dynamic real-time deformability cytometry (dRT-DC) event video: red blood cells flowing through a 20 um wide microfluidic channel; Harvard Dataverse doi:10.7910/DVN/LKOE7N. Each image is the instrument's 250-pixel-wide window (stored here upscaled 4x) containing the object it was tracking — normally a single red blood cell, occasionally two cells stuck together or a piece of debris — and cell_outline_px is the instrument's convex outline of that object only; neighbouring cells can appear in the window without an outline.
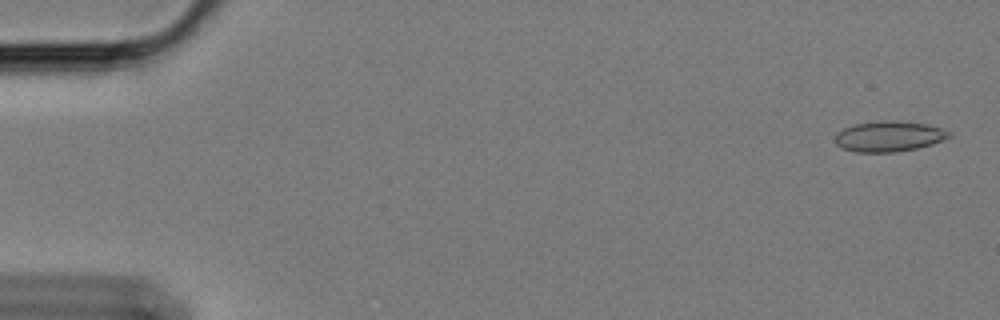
{"species": "Egyptian fruit bat (a non-hibernating species)", "species_latin": "Rousettus aegyptiacus", "temperature_condition": "cold", "stored_images_in_passage": 59, "camera_frame_rate_fps": 3000, "um_per_image_px": 0.085, "animal": {"sex": "female"}, "frame": {"image": 1, "passage_image": 2, "time_ms": 0.333, "image_size_px": [1000, 320], "cell_outline_px": [[952, 136], [932, 144], [916, 148], [896, 152], [856, 152], [844, 148], [836, 144], [836, 132], [844, 128], [856, 124], [892, 120], [928, 124], [940, 128], [948, 132]], "centroid_in_image_um": [75.56, 11.59], "position_along_channel_um": 9.4, "area_um2": 19.94}}
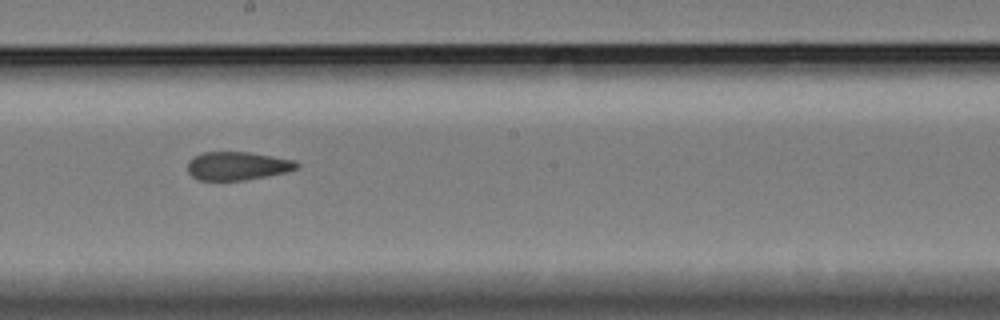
{"frame": {"image": 2, "passage_image": 33, "time_ms": 10.667, "image_size_px": [1000, 320], "cell_outline_px": [[300, 168], [284, 172], [244, 180], [200, 180], [192, 176], [188, 172], [188, 160], [204, 152], [248, 152], [296, 160], [300, 164]], "centroid_in_image_um": [20.2, 14.09], "position_along_channel_um": 228.0, "area_um2": 17.92}}
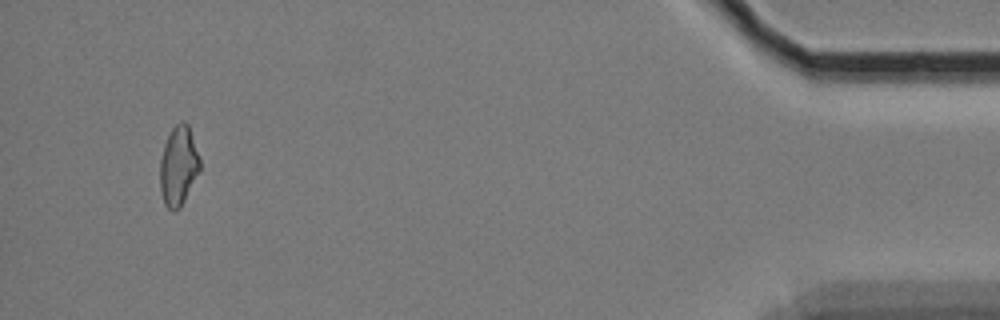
{"frame": {"image": 3, "passage_image": 56, "time_ms": 18.333, "image_size_px": [1000, 320], "cell_outline_px": [[200, 172], [180, 208], [172, 212], [164, 204], [160, 188], [160, 160], [164, 144], [172, 128], [180, 120], [184, 120], [188, 124], [200, 160]], "centroid_in_image_um": [15.17, 14.11], "position_along_channel_um": 420.0, "area_um2": 18.55}, "authors_computed_cell_mechanics": {"area_um2": 19.074, "velocity_mm_per_s": 3.4145, "shape_relaxation_time_tau1_ms": 9.3725, "shape_relaxation_time_tau2_ms": 2.6446, "deformation_change_tau1": 0.1669, "deformation_change_tau2": 0.103}}